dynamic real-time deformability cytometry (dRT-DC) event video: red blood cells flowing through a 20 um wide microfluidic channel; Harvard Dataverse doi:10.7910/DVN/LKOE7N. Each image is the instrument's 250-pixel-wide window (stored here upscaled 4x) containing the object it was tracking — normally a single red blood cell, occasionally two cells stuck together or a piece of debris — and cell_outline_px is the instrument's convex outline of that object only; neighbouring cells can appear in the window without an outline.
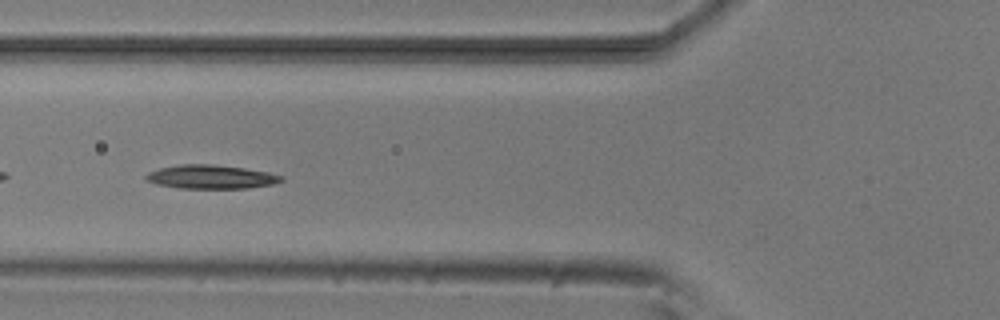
{"species": "common noctule bat (a hibernating species)", "species_latin": "Nyctalus noctula", "temperature_condition": "room temperature", "stored_images_in_passage": 38, "camera_frame_rate_fps": 3000, "um_per_image_px": 0.085, "animal": {"sex": "male", "body_mass_g": 20.5, "forearm_length_mm": 52.5}, "frame": {"image": 1, "passage_image": 5, "time_ms": 1.333, "image_size_px": [1000, 320], "cell_outline_px": [[284, 180], [272, 184], [248, 188], [180, 188], [156, 184], [144, 180], [144, 176], [148, 172], [160, 168], [180, 164], [212, 164], [244, 168], [268, 172], [284, 176]], "centroid_in_image_um": [17.91, 15.03], "position_along_channel_um": 107.9, "area_um2": 18.79}}
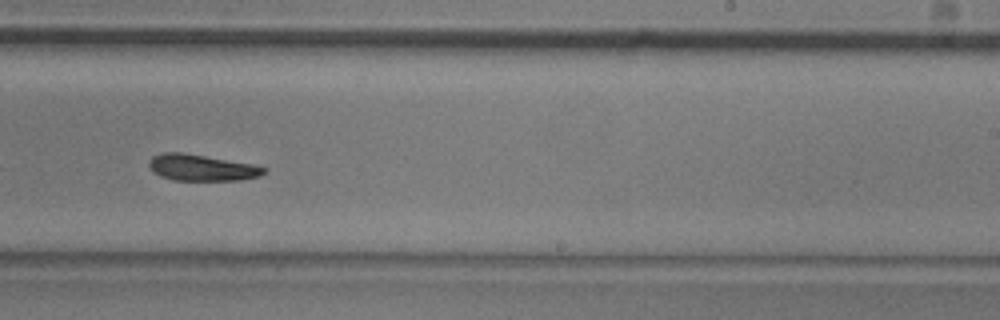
{"frame": {"image": 2, "passage_image": 18, "time_ms": 5.667, "image_size_px": [1000, 320], "cell_outline_px": [[268, 168], [260, 176], [240, 180], [172, 180], [160, 176], [148, 164], [148, 160], [152, 156], [160, 152], [184, 152], [252, 164]], "centroid_in_image_um": [17.12, 14.24], "position_along_channel_um": 271.9, "area_um2": 17.63}}
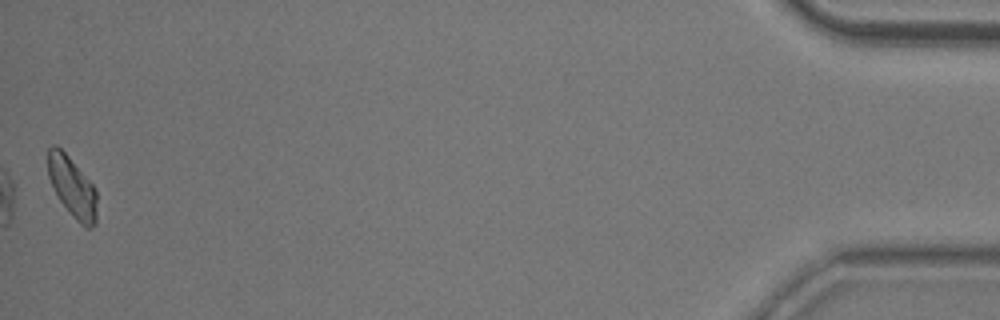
{"frame": {"image": 3, "passage_image": 38, "time_ms": 12.333, "image_size_px": [1000, 320], "cell_outline_px": [[96, 224], [92, 228], [84, 228], [76, 220], [60, 200], [48, 176], [48, 148], [52, 144], [56, 144], [68, 156], [96, 188]], "centroid_in_image_um": [6.15, 15.91], "position_along_channel_um": 429.0, "area_um2": 17.05}, "authors_computed_cell_mechanics": {"area_um2": 17.7157, "velocity_mm_per_s": 3.7845, "shape_relaxation_time_tau1_ms": 1.9166, "shape_relaxation_time_tau2_ms": 8.145, "deformation_change_tau1": 0.1278, "deformation_change_tau2": 0.158}}